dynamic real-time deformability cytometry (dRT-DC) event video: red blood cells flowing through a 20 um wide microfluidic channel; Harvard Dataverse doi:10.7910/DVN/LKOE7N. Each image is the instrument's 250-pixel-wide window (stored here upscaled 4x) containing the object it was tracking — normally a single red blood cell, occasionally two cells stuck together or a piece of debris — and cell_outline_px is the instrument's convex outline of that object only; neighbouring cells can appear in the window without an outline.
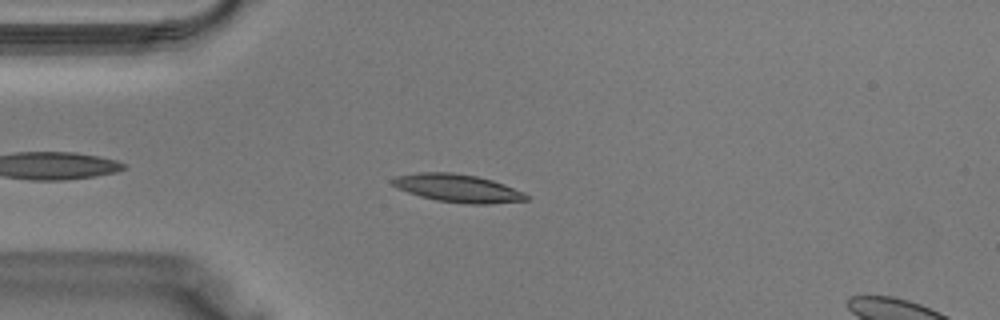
{"species": "Egyptian fruit bat (a non-hibernating species)", "species_latin": "Rousettus aegyptiacus", "temperature_condition": "warm", "stored_images_in_passage": 34, "camera_frame_rate_fps": 3000, "um_per_image_px": 0.085, "animal": {"sex": "male"}, "frame": {"image": 1, "passage_image": 4, "time_ms": 1.0, "image_size_px": [1000, 320], "cell_outline_px": [[528, 200], [488, 204], [468, 204], [436, 200], [420, 196], [408, 192], [392, 184], [388, 180], [396, 176], [420, 172], [452, 172], [476, 176], [492, 180], [504, 184], [524, 192], [528, 196]], "centroid_in_image_um": [38.91, 15.99], "position_along_channel_um": 46.1, "area_um2": 21.73}}
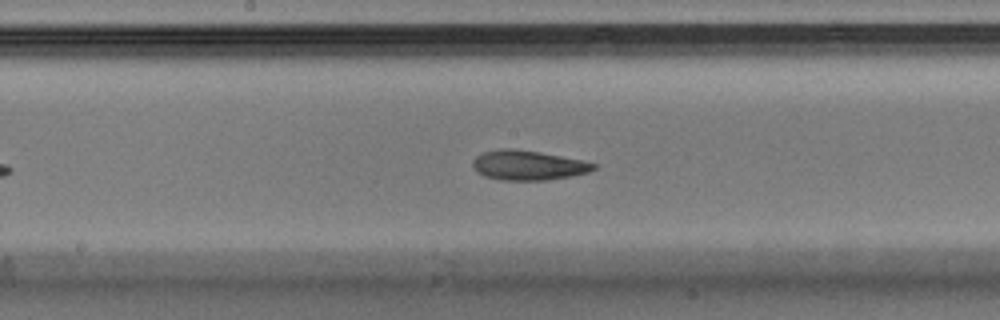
{"frame": {"image": 2, "passage_image": 14, "time_ms": 4.333, "image_size_px": [1000, 320], "cell_outline_px": [[596, 168], [588, 172], [572, 176], [544, 180], [500, 180], [484, 176], [476, 172], [472, 164], [472, 160], [476, 156], [484, 152], [500, 148], [512, 148], [540, 152], [580, 160], [596, 164]], "centroid_in_image_um": [44.84, 14.05], "position_along_channel_um": 203.4, "area_um2": 20.87}}
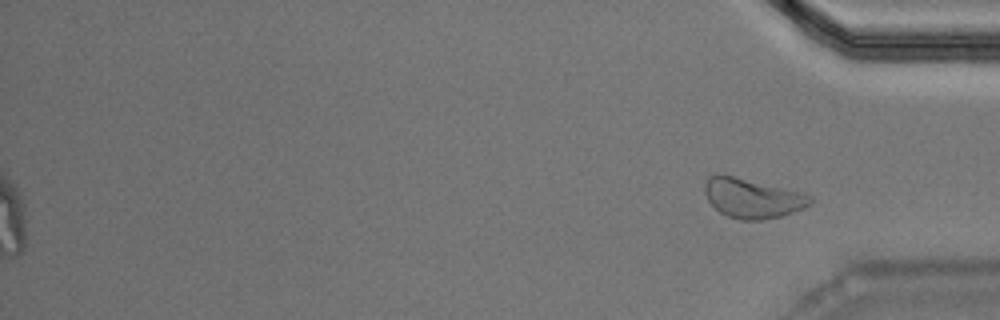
{"frame": {"image": 3, "passage_image": 34, "time_ms": 11.0, "image_size_px": [1000, 320], "cell_outline_px": [[812, 204], [804, 208], [780, 216], [760, 220], [740, 220], [728, 216], [720, 212], [708, 200], [704, 192], [704, 184], [708, 176], [720, 172], [800, 192], [812, 196]], "centroid_in_image_um": [63.91, 16.82], "position_along_channel_um": 371.3, "area_um2": 24.45}}